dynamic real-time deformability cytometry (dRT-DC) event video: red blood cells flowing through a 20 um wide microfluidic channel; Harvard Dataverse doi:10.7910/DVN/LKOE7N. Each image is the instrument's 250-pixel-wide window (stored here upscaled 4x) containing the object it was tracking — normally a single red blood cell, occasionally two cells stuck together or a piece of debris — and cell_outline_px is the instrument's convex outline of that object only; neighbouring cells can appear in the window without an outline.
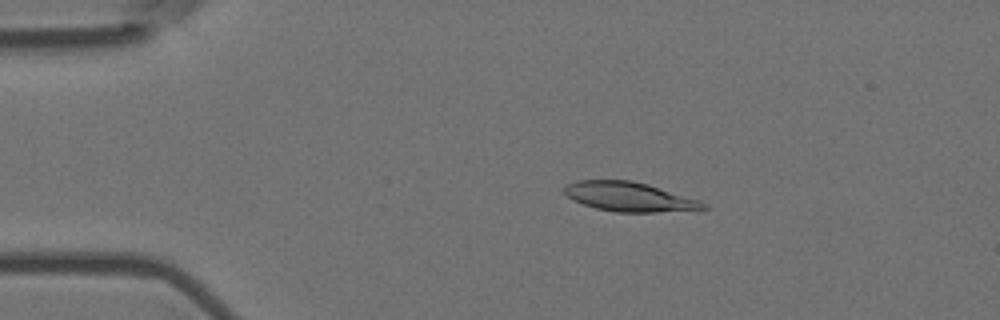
{"species": "Egyptian fruit bat (a non-hibernating species)", "species_latin": "Rousettus aegyptiacus", "temperature_condition": "room temperature", "stored_images_in_passage": 55, "camera_frame_rate_fps": 3000, "um_per_image_px": 0.085, "animal": {"sex": "female"}, "frame": {"image": 1, "passage_image": 10, "time_ms": 3.0, "image_size_px": [1000, 320], "cell_outline_px": [[708, 208], [656, 212], [616, 212], [596, 208], [584, 204], [568, 196], [564, 192], [564, 188], [568, 184], [576, 180], [632, 180], [648, 184], [700, 200], [708, 204]], "centroid_in_image_um": [53.51, 16.72], "position_along_channel_um": 31.5, "area_um2": 23.52}}
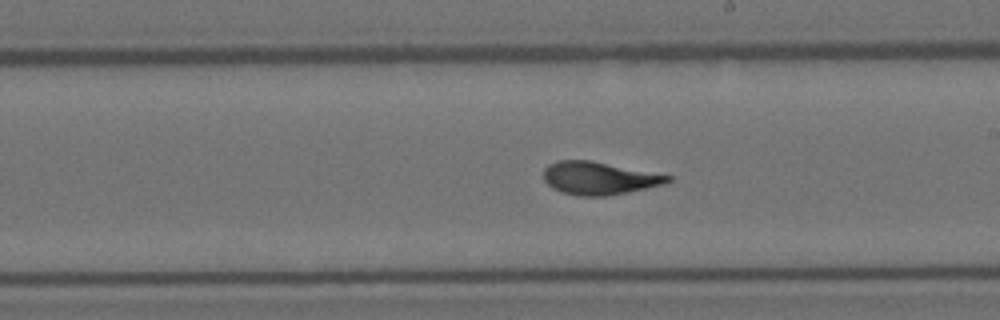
{"frame": {"image": 2, "passage_image": 31, "time_ms": 10.0, "image_size_px": [1000, 320], "cell_outline_px": [[672, 180], [664, 184], [628, 192], [604, 196], [576, 196], [560, 192], [552, 188], [544, 180], [544, 168], [548, 164], [560, 160], [592, 160], [672, 176]], "centroid_in_image_um": [50.89, 15.14], "position_along_channel_um": 238.1, "area_um2": 23.81}}
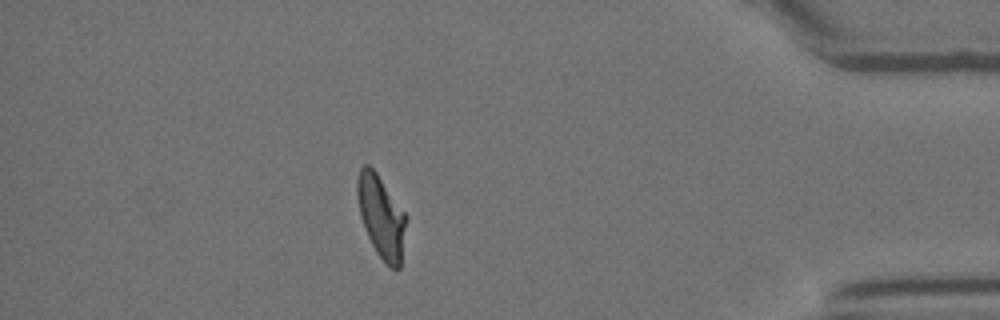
{"frame": {"image": 3, "passage_image": 48, "time_ms": 15.667, "image_size_px": [1000, 320], "cell_outline_px": [[408, 220], [400, 268], [388, 268], [376, 252], [364, 228], [360, 216], [356, 196], [356, 180], [360, 168], [364, 164], [368, 164], [376, 172], [408, 216]], "centroid_in_image_um": [32.41, 18.42], "position_along_channel_um": 402.8, "area_um2": 23.93}, "authors_computed_cell_mechanics": {"area_um2": 23.9292, "velocity_mm_per_s": 3.6637, "shape_relaxation_time_tau1_ms": 7.3809, "shape_relaxation_time_tau2_ms": 1.2434, "deformation_change_tau1": 0.2175, "deformation_change_tau2": 0.0711}}